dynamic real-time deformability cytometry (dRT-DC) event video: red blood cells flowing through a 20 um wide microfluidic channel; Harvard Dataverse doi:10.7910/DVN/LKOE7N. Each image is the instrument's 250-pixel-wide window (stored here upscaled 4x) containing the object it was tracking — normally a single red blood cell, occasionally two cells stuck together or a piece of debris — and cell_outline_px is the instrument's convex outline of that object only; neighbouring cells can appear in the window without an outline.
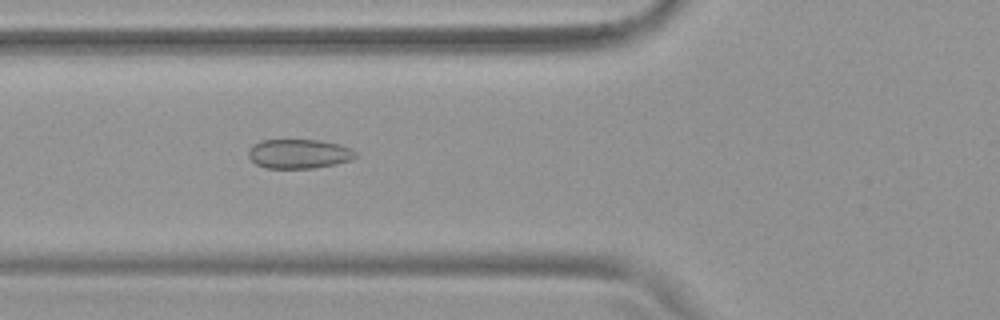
{"species": "common noctule bat (a hibernating species)", "species_latin": "Nyctalus noctula", "temperature_condition": "warm", "stored_images_in_passage": 53, "camera_frame_rate_fps": 3000, "um_per_image_px": 0.085, "animal": {"sex": "female", "body_mass_g": 19.9}, "frame": {"image": 1, "passage_image": 20, "time_ms": 6.333, "image_size_px": [1000, 320], "cell_outline_px": [[356, 156], [352, 160], [336, 164], [316, 168], [264, 168], [256, 164], [248, 156], [248, 152], [252, 144], [260, 140], [320, 140], [340, 144], [352, 148], [356, 152]], "centroid_in_image_um": [25.42, 13.07], "position_along_channel_um": 100.4, "area_um2": 18.55}}
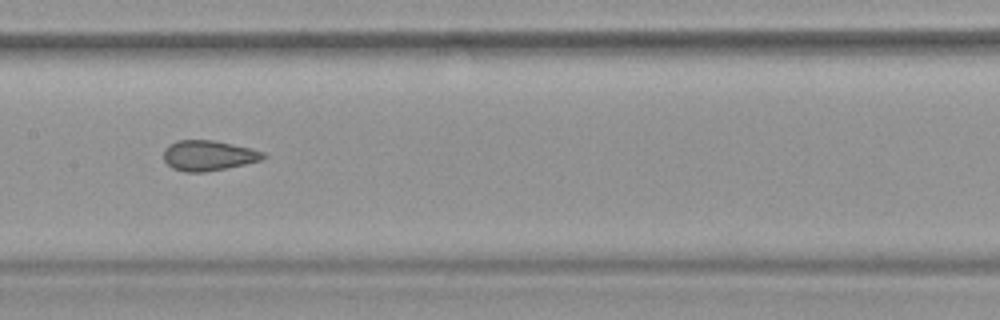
{"frame": {"image": 2, "passage_image": 27, "time_ms": 8.667, "image_size_px": [1000, 320], "cell_outline_px": [[268, 156], [260, 160], [228, 168], [204, 172], [184, 172], [172, 168], [164, 160], [164, 148], [168, 144], [176, 140], [212, 140], [252, 148], [264, 152]], "centroid_in_image_um": [17.7, 13.21], "position_along_channel_um": 189.7, "area_um2": 17.69}}
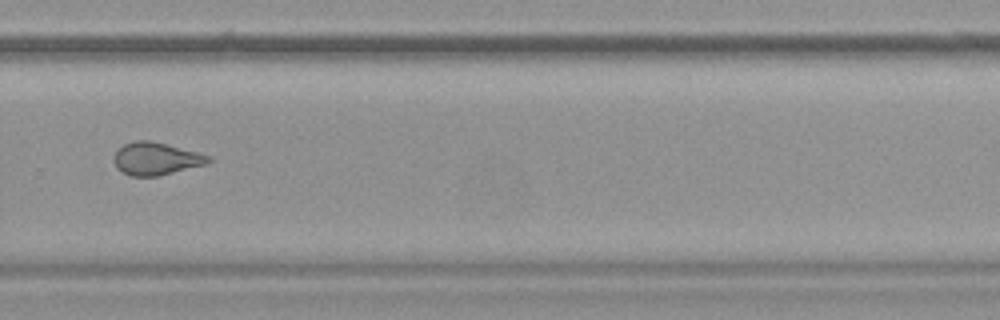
{"frame": {"image": 3, "passage_image": 37, "time_ms": 12.0, "image_size_px": [1000, 320], "cell_outline_px": [[212, 160], [204, 164], [160, 176], [132, 176], [116, 168], [112, 160], [112, 156], [124, 144], [136, 140], [148, 140], [212, 156]], "centroid_in_image_um": [13.22, 13.5], "position_along_channel_um": 316.6, "area_um2": 17.74}, "authors_computed_cell_mechanics": {"area_um2": 19.1896, "velocity_mm_per_s": 3.824, "shape_relaxation_time_tau1_ms": null, "shape_relaxation_time_tau2_ms": 1.1613, "deformation_change_tau1": null, "deformation_change_tau2": 0.0831}}